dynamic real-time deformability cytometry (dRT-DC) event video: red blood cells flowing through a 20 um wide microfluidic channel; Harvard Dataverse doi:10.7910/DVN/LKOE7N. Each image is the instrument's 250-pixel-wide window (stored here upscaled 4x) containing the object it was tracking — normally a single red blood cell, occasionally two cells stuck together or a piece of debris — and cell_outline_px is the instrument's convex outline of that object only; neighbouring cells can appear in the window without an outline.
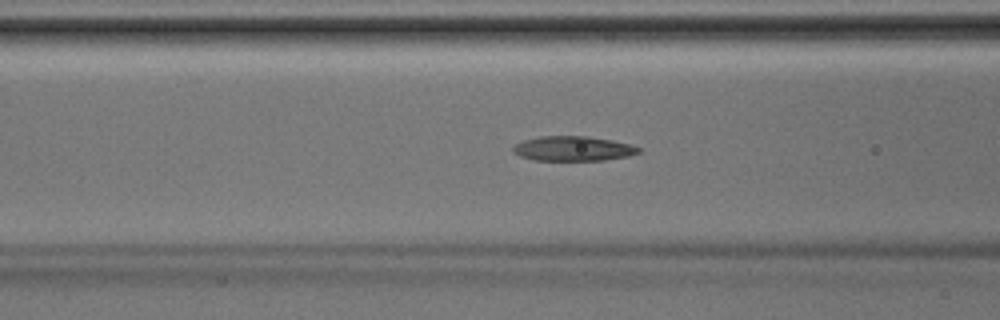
{"species": "Egyptian fruit bat (a non-hibernating species)", "species_latin": "Rousettus aegyptiacus", "temperature_condition": "room temperature", "stored_images_in_passage": 41, "camera_frame_rate_fps": 3000, "um_per_image_px": 0.085, "animal": {"sex": "male"}, "frame": {"image": 1, "passage_image": 16, "time_ms": 5.0, "image_size_px": [1000, 320], "cell_outline_px": [[640, 152], [628, 156], [604, 160], [532, 160], [520, 156], [512, 152], [512, 148], [516, 144], [524, 140], [540, 136], [588, 136], [612, 140], [628, 144], [640, 148]], "centroid_in_image_um": [48.68, 12.63], "position_along_channel_um": 117.9, "area_um2": 18.03}}
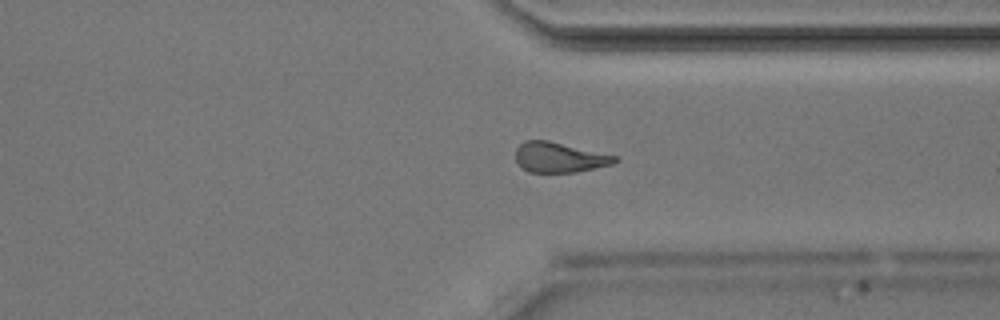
{"frame": {"image": 2, "passage_image": 31, "time_ms": 10.0, "image_size_px": [1000, 320], "cell_outline_px": [[620, 160], [612, 164], [576, 172], [528, 172], [516, 160], [516, 148], [524, 140], [548, 140], [620, 156]], "centroid_in_image_um": [47.59, 13.36], "position_along_channel_um": 363.8, "area_um2": 17.51}}
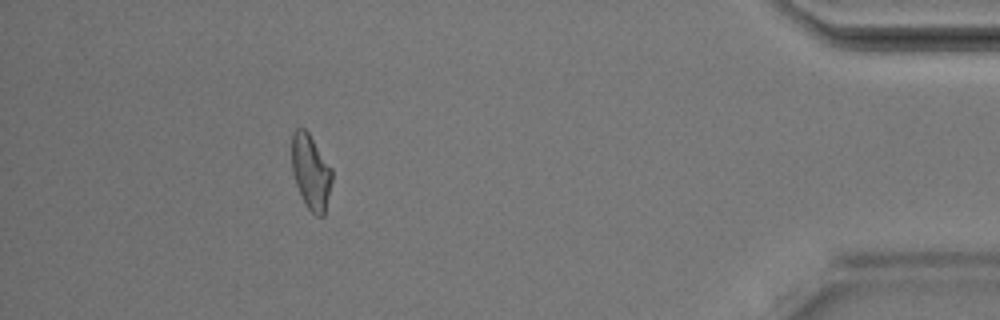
{"frame": {"image": 3, "passage_image": 37, "time_ms": 12.0, "image_size_px": [1000, 320], "cell_outline_px": [[332, 180], [324, 216], [316, 216], [308, 208], [296, 184], [292, 172], [292, 136], [296, 128], [304, 128], [308, 132], [332, 168]], "centroid_in_image_um": [26.43, 14.6], "position_along_channel_um": 408.8, "area_um2": 17.34}}